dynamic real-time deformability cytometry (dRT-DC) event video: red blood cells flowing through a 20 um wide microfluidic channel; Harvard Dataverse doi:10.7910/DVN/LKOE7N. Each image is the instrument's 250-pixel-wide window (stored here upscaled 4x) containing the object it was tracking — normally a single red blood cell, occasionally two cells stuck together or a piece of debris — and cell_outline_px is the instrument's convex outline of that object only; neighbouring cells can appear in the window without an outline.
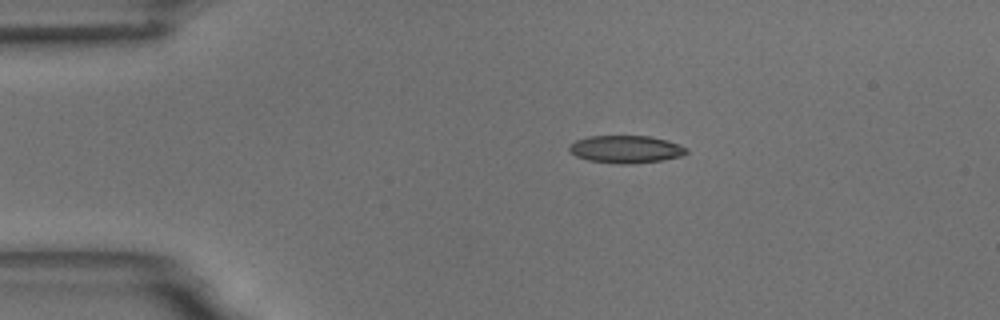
{"species": "common noctule bat (a hibernating species)", "species_latin": "Nyctalus noctula", "temperature_condition": "room temperature", "stored_images_in_passage": 46, "camera_frame_rate_fps": 3000, "um_per_image_px": 0.085, "animal": {"sex": "male", "body_mass_g": 18.8}, "frame": {"image": 1, "passage_image": 1, "time_ms": 0.0, "image_size_px": [1000, 320], "cell_outline_px": [[688, 152], [680, 156], [660, 160], [632, 164], [620, 164], [588, 160], [576, 156], [568, 148], [576, 140], [588, 136], [648, 136], [664, 140], [688, 148]], "centroid_in_image_um": [53.18, 12.69], "position_along_channel_um": 31.8, "area_um2": 18.5}}
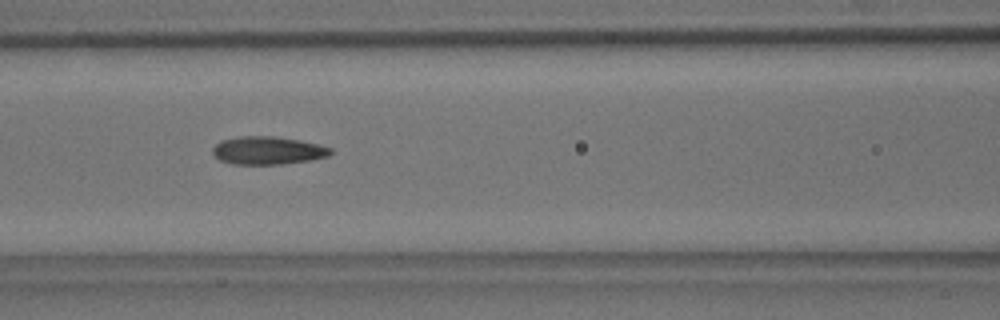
{"frame": {"image": 2, "passage_image": 14, "time_ms": 4.333, "image_size_px": [1000, 320], "cell_outline_px": [[332, 152], [328, 156], [312, 160], [280, 164], [232, 164], [220, 160], [212, 152], [212, 148], [220, 140], [240, 136], [272, 136], [300, 140], [320, 144], [332, 148]], "centroid_in_image_um": [22.77, 12.78], "position_along_channel_um": 143.8, "area_um2": 19.31}}
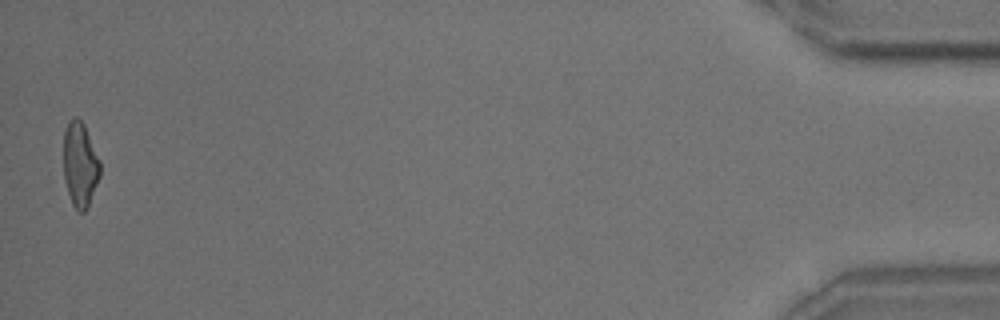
{"frame": {"image": 3, "passage_image": 45, "time_ms": 14.667, "image_size_px": [1000, 320], "cell_outline_px": [[100, 176], [88, 204], [84, 212], [80, 212], [72, 204], [64, 180], [64, 132], [68, 120], [72, 116], [76, 116], [84, 124], [100, 160]], "centroid_in_image_um": [6.79, 13.93], "position_along_channel_um": 428.4, "area_um2": 17.98}, "authors_computed_cell_mechanics": {"area_um2": 18.6694, "velocity_mm_per_s": 3.6474, "shape_relaxation_time_tau1_ms": 5.1334, "shape_relaxation_time_tau2_ms": 2.3036, "deformation_change_tau1": 0.1725, "deformation_change_tau2": 0.1083}}